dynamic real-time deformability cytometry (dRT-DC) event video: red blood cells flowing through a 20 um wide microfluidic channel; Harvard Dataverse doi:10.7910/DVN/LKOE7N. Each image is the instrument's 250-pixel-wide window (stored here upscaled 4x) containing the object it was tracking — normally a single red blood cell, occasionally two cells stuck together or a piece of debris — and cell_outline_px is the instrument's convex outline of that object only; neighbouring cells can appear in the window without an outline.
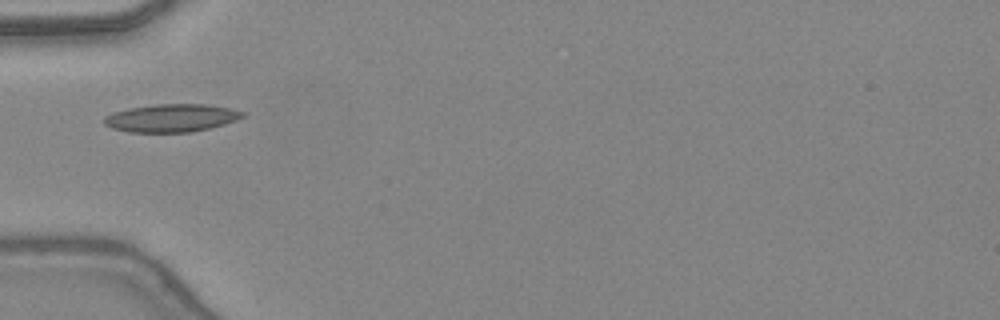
{"species": "common noctule bat (a hibernating species)", "species_latin": "Nyctalus noctula", "temperature_condition": "warm", "stored_images_in_passage": 8, "camera_frame_rate_fps": 3000, "um_per_image_px": 0.085, "animal": {"sex": "female", "body_mass_g": 24.6, "forearm_length_mm": 56.2}, "frame": {"image": 1, "passage_image": 1, "time_ms": 0.0, "image_size_px": [1000, 320], "cell_outline_px": [[244, 116], [236, 120], [224, 124], [192, 132], [128, 132], [112, 128], [104, 124], [104, 116], [112, 112], [128, 108], [156, 104], [204, 104], [228, 108], [244, 112]], "centroid_in_image_um": [14.52, 10.03], "position_along_channel_um": 70.5, "area_um2": 22.43}}
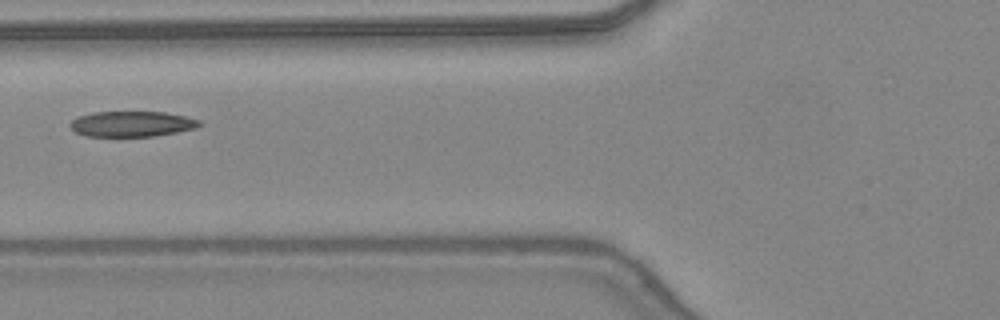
{"frame": {"image": 2, "passage_image": 4, "time_ms": 1.0, "image_size_px": [1000, 320], "cell_outline_px": [[204, 124], [196, 128], [156, 136], [84, 136], [76, 132], [68, 124], [76, 116], [92, 112], [164, 112], [184, 116], [200, 120]], "centroid_in_image_um": [11.2, 10.53], "position_along_channel_um": 114.6, "area_um2": 19.31}}